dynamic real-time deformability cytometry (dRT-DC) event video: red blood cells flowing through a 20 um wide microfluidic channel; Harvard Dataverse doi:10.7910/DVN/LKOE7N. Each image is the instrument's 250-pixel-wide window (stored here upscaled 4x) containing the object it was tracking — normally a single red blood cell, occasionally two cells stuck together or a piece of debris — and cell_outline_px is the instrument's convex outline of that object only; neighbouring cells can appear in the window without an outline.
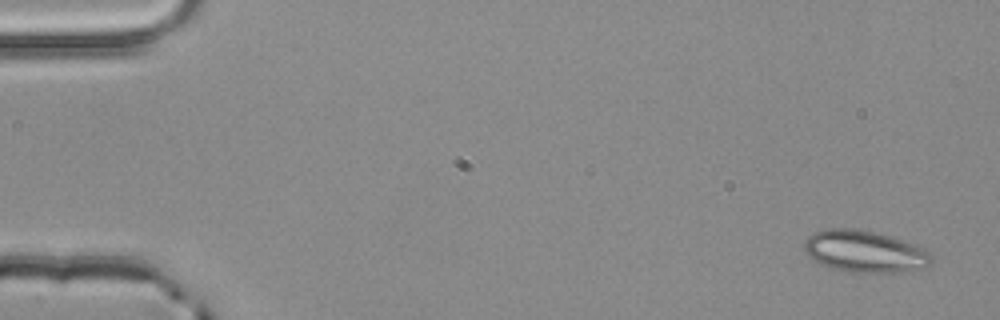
{"species": "common noctule bat (a hibernating species)", "species_latin": "Nyctalus noctula", "temperature_condition": "room temperature", "stored_images_in_passage": 3, "camera_frame_rate_fps": 3000, "um_per_image_px": 0.085, "animal": {"sex": "male", "body_mass_g": 20.4}, "frame": {"image": 1, "passage_image": 1, "time_ms": 0.0, "image_size_px": [1000, 320], "cell_outline_px": [[932, 260], [924, 268], [912, 272], [848, 272], [832, 268], [820, 264], [808, 256], [804, 252], [804, 240], [812, 232], [824, 228], [852, 228], [876, 232], [892, 236], [924, 248], [932, 256]], "centroid_in_image_um": [73.47, 21.37], "position_along_channel_um": 11.5, "area_um2": 31.44}}